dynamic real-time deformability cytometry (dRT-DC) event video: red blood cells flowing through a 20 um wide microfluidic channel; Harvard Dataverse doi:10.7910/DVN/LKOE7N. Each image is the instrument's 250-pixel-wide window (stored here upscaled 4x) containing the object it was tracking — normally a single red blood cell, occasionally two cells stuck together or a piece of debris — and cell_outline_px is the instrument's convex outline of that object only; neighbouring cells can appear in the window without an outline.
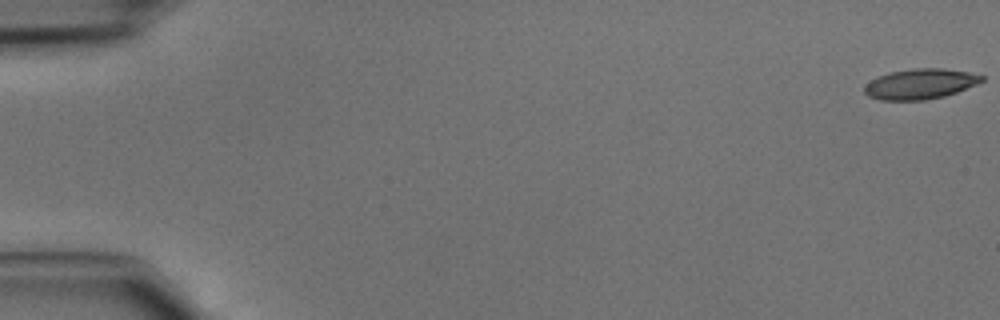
{"species": "common noctule bat (a hibernating species)", "species_latin": "Nyctalus noctula", "temperature_condition": "cold", "stored_images_in_passage": 46, "camera_frame_rate_fps": 3000, "um_per_image_px": 0.085, "animal": {"sex": "male", "body_mass_g": 15.6}, "frame": {"image": 1, "passage_image": 1, "time_ms": 0.0, "image_size_px": [1000, 320], "cell_outline_px": [[984, 80], [976, 84], [956, 92], [944, 96], [924, 100], [880, 100], [868, 96], [864, 92], [864, 84], [880, 76], [892, 72], [916, 68], [944, 68], [968, 72], [984, 76]], "centroid_in_image_um": [78.21, 7.14], "position_along_channel_um": 6.8, "area_um2": 20.52}}
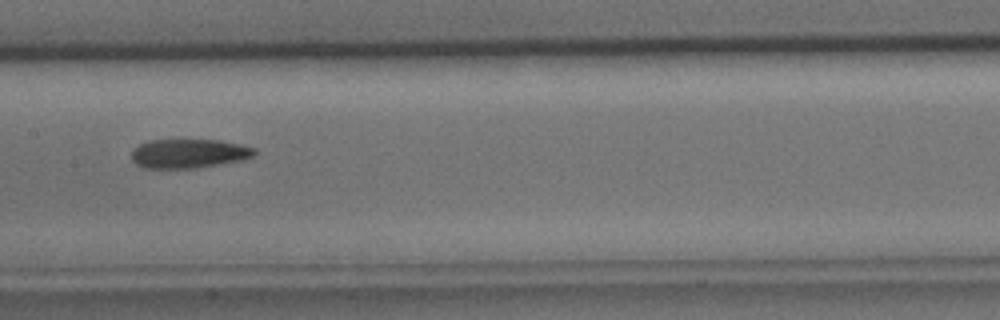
{"frame": {"image": 2, "passage_image": 24, "time_ms": 7.667, "image_size_px": [1000, 320], "cell_outline_px": [[256, 152], [252, 156], [244, 160], [196, 168], [144, 168], [136, 164], [132, 160], [132, 148], [148, 140], [220, 140], [240, 144], [256, 148]], "centroid_in_image_um": [16.05, 13.05], "position_along_channel_um": 191.4, "area_um2": 20.98}}
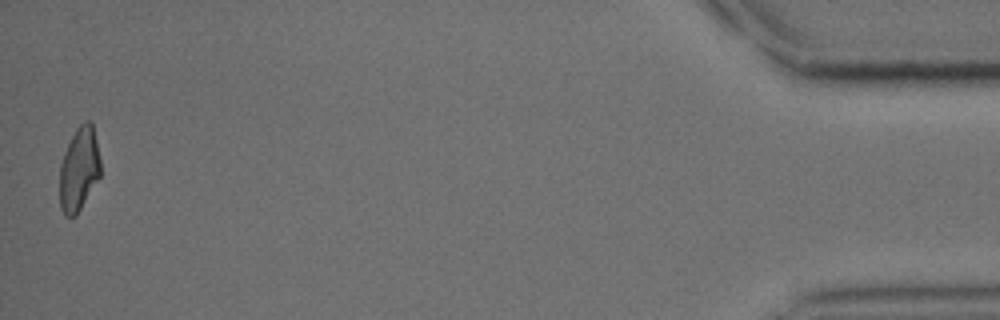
{"frame": {"image": 3, "passage_image": 46, "time_ms": 15.0, "image_size_px": [1000, 320], "cell_outline_px": [[100, 176], [76, 216], [64, 216], [60, 208], [60, 164], [64, 152], [76, 128], [84, 120], [88, 120], [92, 124], [96, 140], [100, 160]], "centroid_in_image_um": [6.71, 14.39], "position_along_channel_um": 428.5, "area_um2": 19.83}}